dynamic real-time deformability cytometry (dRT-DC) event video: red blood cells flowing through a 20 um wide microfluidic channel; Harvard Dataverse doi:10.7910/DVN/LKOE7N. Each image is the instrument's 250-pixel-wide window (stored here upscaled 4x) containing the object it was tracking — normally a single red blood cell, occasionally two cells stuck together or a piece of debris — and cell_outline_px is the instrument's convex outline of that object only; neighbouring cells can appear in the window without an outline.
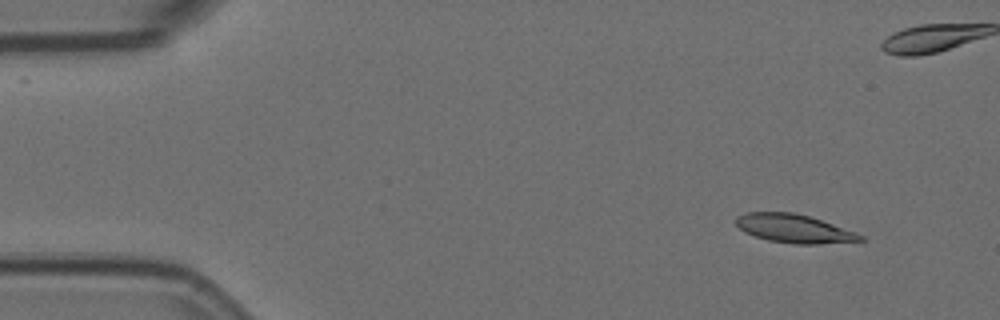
{"species": "Egyptian fruit bat (a non-hibernating species)", "species_latin": "Rousettus aegyptiacus", "temperature_condition": "room temperature", "stored_images_in_passage": 6, "camera_frame_rate_fps": 3000, "um_per_image_px": 0.085, "animal": {"sex": "female"}, "frame": {"image": 1, "passage_image": 2, "time_ms": 0.333, "image_size_px": [1000, 320], "cell_outline_px": [[864, 240], [816, 244], [792, 244], [768, 240], [744, 232], [736, 224], [736, 216], [748, 212], [792, 212], [808, 216], [832, 224], [864, 236]], "centroid_in_image_um": [67.44, 19.43], "position_along_channel_um": 17.6, "area_um2": 20.29}}